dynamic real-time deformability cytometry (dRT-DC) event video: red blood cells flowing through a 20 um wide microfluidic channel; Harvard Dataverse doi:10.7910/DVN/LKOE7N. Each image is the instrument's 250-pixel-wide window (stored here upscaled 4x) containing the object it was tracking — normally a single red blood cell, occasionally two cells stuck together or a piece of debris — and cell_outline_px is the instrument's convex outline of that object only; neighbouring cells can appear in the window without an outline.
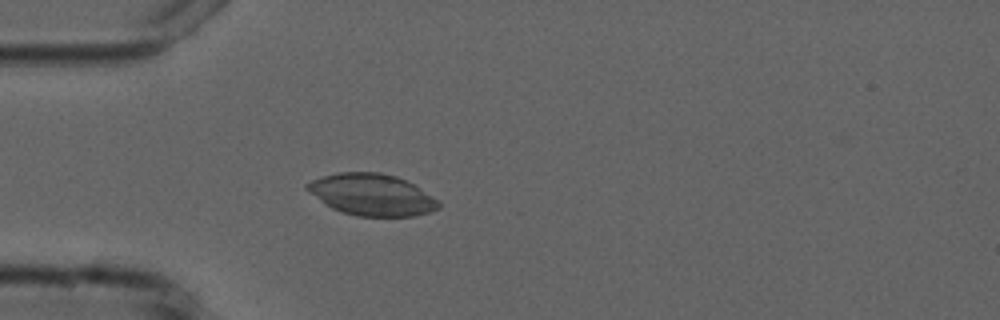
{"species": "common noctule bat (a hibernating species)", "species_latin": "Nyctalus noctula", "temperature_condition": "cold", "stored_images_in_passage": 3, "camera_frame_rate_fps": 3000, "um_per_image_px": 0.085, "animal": {"sex": "male", "forearm_length_mm": 52.5}, "frame": {"image": 1, "passage_image": 3, "time_ms": 2.333, "image_size_px": [1000, 320], "cell_outline_px": [[440, 208], [432, 212], [416, 216], [356, 216], [340, 212], [332, 208], [308, 192], [304, 188], [304, 184], [312, 180], [336, 172], [380, 172], [396, 176], [412, 184], [440, 200]], "centroid_in_image_um": [31.61, 16.55], "position_along_channel_um": 53.4, "area_um2": 32.08}}